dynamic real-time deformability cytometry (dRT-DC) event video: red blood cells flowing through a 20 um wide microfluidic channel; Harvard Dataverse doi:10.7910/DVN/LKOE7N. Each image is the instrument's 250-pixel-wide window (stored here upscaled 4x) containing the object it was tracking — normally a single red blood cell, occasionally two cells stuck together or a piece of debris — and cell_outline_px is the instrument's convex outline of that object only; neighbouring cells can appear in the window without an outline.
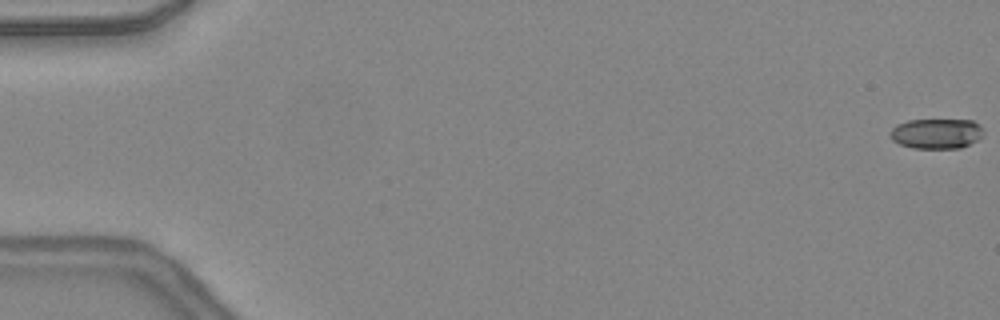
{"species": "common noctule bat (a hibernating species)", "species_latin": "Nyctalus noctula", "temperature_condition": "warm", "stored_images_in_passage": 43, "camera_frame_rate_fps": 3000, "um_per_image_px": 0.085, "animal": {"sex": "female", "body_mass_g": 24.6, "forearm_length_mm": 56.2}, "frame": {"image": 1, "passage_image": 1, "time_ms": 0.0, "image_size_px": [1000, 320], "cell_outline_px": [[984, 128], [980, 136], [976, 140], [960, 148], [912, 148], [900, 144], [892, 140], [888, 132], [896, 124], [908, 120], [972, 120]], "centroid_in_image_um": [79.55, 11.35], "position_along_channel_um": 5.5, "area_um2": 16.36}}
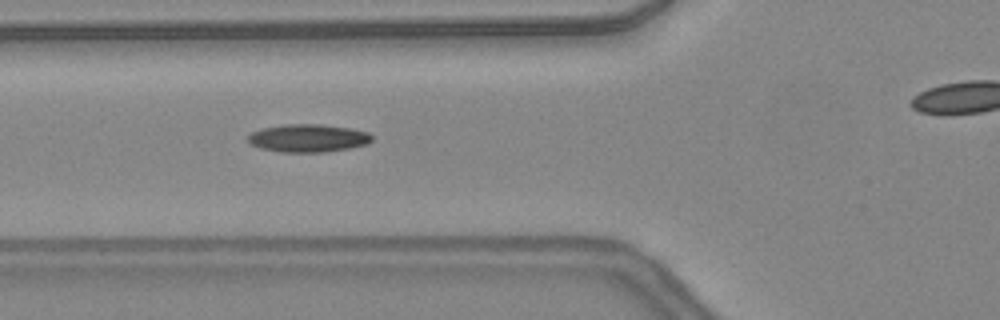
{"frame": {"image": 2, "passage_image": 19, "time_ms": 6.0, "image_size_px": [1000, 320], "cell_outline_px": [[372, 140], [368, 144], [348, 148], [324, 152], [280, 152], [260, 148], [252, 144], [248, 140], [248, 136], [252, 132], [264, 128], [284, 124], [320, 124], [352, 128], [368, 132], [372, 136]], "centroid_in_image_um": [26.21, 11.74], "position_along_channel_um": 99.6, "area_um2": 20.11}}